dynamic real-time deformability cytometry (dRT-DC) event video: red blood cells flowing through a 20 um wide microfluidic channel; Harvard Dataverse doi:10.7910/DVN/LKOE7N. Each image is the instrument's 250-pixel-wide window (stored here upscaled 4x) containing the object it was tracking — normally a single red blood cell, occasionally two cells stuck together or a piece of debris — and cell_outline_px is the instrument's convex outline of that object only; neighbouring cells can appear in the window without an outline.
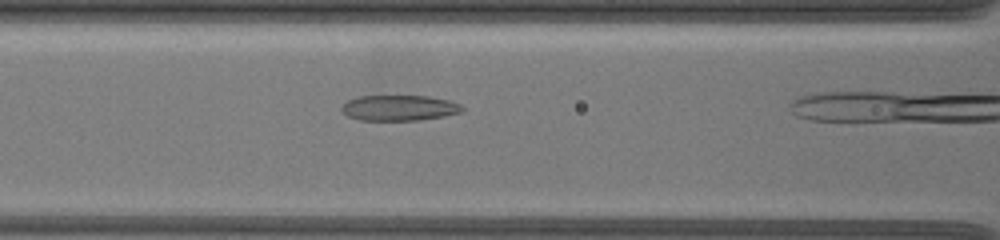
{"species": "common noctule bat (a hibernating species)", "species_latin": "Nyctalus noctula", "temperature_condition": "warm", "stored_images_in_passage": 31, "camera_frame_rate_fps": 3000, "um_per_image_px": 0.085, "animal": {"sex": "female", "body_mass_g": 19.5, "forearm_length_mm": 54.1}, "frame": {"image": 1, "passage_image": 27, "time_ms": 8.667, "image_size_px": [1000, 240], "cell_outline_px": [[464, 108], [460, 112], [444, 116], [420, 120], [360, 120], [348, 116], [340, 108], [348, 100], [356, 96], [428, 96], [448, 100], [460, 104]], "centroid_in_image_um": [33.92, 9.17], "position_along_channel_um": 132.7, "area_um2": 17.86}}